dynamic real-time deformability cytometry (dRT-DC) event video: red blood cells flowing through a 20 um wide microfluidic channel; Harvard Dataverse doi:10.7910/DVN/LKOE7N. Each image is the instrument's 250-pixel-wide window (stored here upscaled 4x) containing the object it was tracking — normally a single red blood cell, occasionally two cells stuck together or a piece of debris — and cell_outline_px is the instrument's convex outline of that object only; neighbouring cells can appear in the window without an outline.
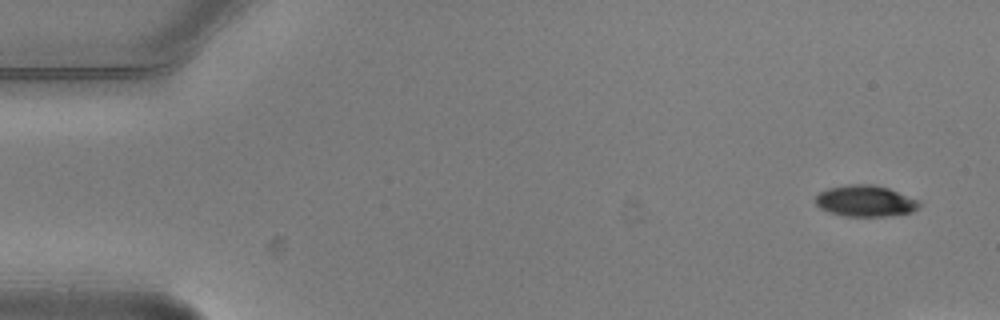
{"species": "common noctule bat (a hibernating species)", "species_latin": "Nyctalus noctula", "temperature_condition": "warm", "stored_images_in_passage": 7, "camera_frame_rate_fps": 3000, "um_per_image_px": 0.085, "animal": {"sex": "male", "body_mass_g": 20.5, "forearm_length_mm": 52.5}, "frame": {"image": 1, "passage_image": 1, "time_ms": 0.0, "image_size_px": [1000, 320], "cell_outline_px": [[920, 208], [912, 212], [892, 216], [844, 216], [828, 212], [820, 208], [816, 204], [816, 196], [820, 192], [828, 188], [848, 184], [876, 184], [888, 188], [920, 200]], "centroid_in_image_um": [73.59, 17.08], "position_along_channel_um": 11.4, "area_um2": 19.13}}